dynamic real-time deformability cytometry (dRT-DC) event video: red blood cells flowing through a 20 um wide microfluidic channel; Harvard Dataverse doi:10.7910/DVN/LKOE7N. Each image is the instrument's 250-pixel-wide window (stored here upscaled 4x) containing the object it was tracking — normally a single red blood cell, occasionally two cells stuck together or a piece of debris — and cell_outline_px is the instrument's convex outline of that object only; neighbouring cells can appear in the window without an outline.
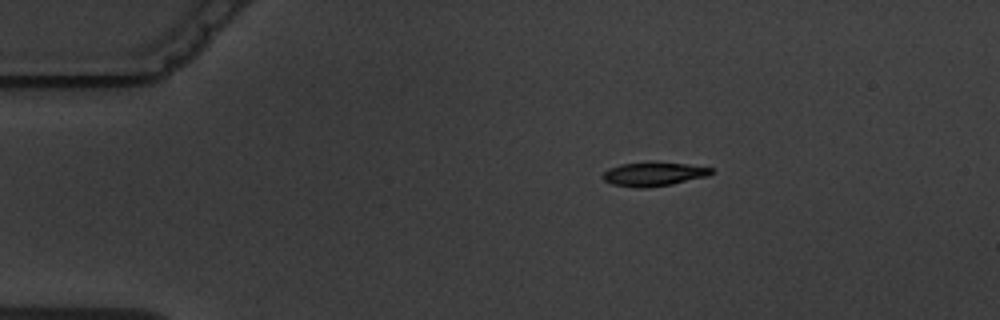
{"species": "common noctule bat (a hibernating species)", "species_latin": "Nyctalus noctula", "temperature_condition": "warm", "stored_images_in_passage": 3, "camera_frame_rate_fps": 3000, "um_per_image_px": 0.085, "animal": {"sex": "male", "body_mass_g": 19.5, "forearm_length_mm": 54.6}, "frame": {"image": 1, "passage_image": 1, "time_ms": 0.0, "image_size_px": [1000, 320], "cell_outline_px": [[712, 172], [708, 176], [672, 184], [648, 188], [636, 188], [612, 184], [604, 180], [600, 176], [608, 168], [620, 164], [688, 164], [712, 168]], "centroid_in_image_um": [55.52, 14.84], "position_along_channel_um": 29.5, "area_um2": 14.62}}
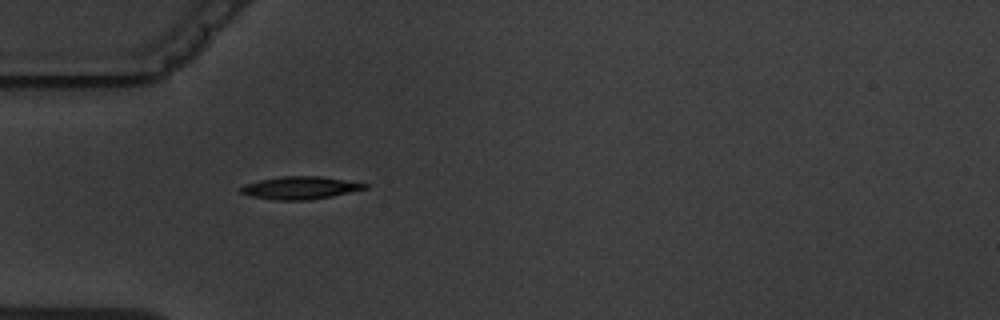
{"frame": {"image": 2, "passage_image": 3, "time_ms": 2.333, "image_size_px": [1000, 320], "cell_outline_px": [[368, 188], [332, 196], [308, 200], [276, 200], [252, 196], [240, 192], [240, 188], [244, 184], [260, 180], [284, 176], [320, 176], [368, 184]], "centroid_in_image_um": [25.51, 15.96], "position_along_channel_um": 59.5, "area_um2": 16.18}}